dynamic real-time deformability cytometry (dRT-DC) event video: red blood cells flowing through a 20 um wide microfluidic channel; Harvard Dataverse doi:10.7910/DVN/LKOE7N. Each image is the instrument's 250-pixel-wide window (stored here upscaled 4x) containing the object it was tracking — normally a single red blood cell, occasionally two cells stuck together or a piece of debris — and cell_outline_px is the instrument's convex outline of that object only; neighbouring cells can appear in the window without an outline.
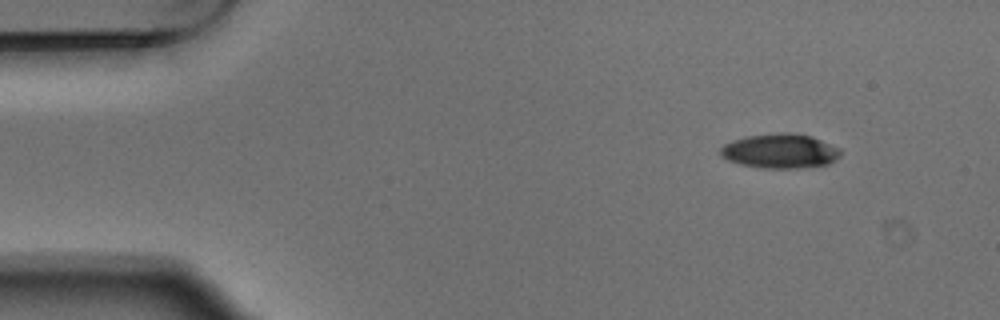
{"species": "Egyptian fruit bat (a non-hibernating species)", "species_latin": "Rousettus aegyptiacus", "temperature_condition": "warm", "stored_images_in_passage": 4, "segment_of_instrument_passage": [1, 2], "camera_frame_rate_fps": 3000, "um_per_image_px": 0.085, "animal": {"sex": "male"}, "frame": {"image": 1, "passage_image": 1, "time_ms": 0.0, "image_size_px": [1000, 320], "cell_outline_px": [[840, 156], [828, 164], [796, 168], [764, 168], [740, 164], [728, 160], [720, 156], [720, 148], [724, 144], [748, 136], [784, 132], [812, 136], [840, 148]], "centroid_in_image_um": [66.31, 12.84], "position_along_channel_um": 18.7, "area_um2": 23.87}}